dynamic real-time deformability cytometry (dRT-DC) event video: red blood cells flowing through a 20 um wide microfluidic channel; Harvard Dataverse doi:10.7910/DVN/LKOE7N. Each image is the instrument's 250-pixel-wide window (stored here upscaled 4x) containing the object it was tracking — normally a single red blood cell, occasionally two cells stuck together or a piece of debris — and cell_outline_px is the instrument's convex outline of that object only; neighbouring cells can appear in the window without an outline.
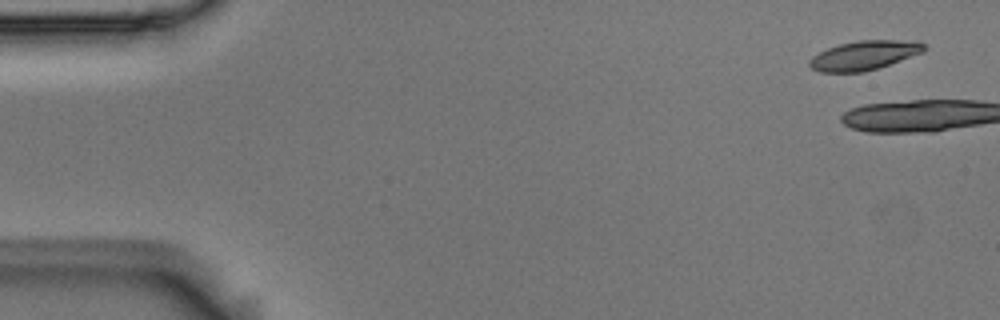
{"species": "Egyptian fruit bat (a non-hibernating species)", "species_latin": "Rousettus aegyptiacus", "temperature_condition": "room temperature", "stored_images_in_passage": 7, "camera_frame_rate_fps": 3000, "um_per_image_px": 0.085, "animal": {"sex": "male"}, "frame": {"image": 1, "passage_image": 1, "time_ms": 0.0, "image_size_px": [1000, 320], "cell_outline_px": [[928, 48], [924, 52], [864, 72], [820, 72], [812, 68], [808, 64], [808, 60], [812, 56], [828, 48], [840, 44], [856, 40], [920, 40]], "centroid_in_image_um": [73.48, 4.69], "position_along_channel_um": 11.5, "area_um2": 19.59}}
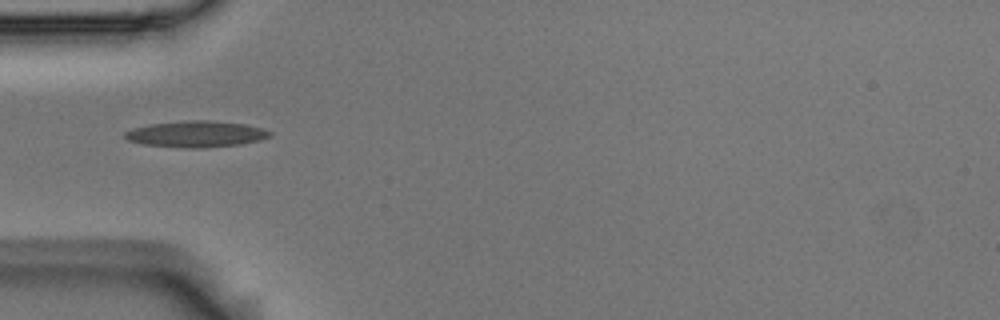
{"frame": {"image": 2, "passage_image": 6, "time_ms": 1.667, "image_size_px": [1000, 320], "cell_outline_px": [[272, 136], [260, 140], [240, 144], [204, 148], [188, 148], [144, 144], [128, 140], [124, 136], [124, 132], [132, 128], [148, 124], [188, 120], [208, 120], [244, 124], [260, 128], [272, 132]], "centroid_in_image_um": [16.66, 11.39], "position_along_channel_um": 68.3, "area_um2": 22.14}}
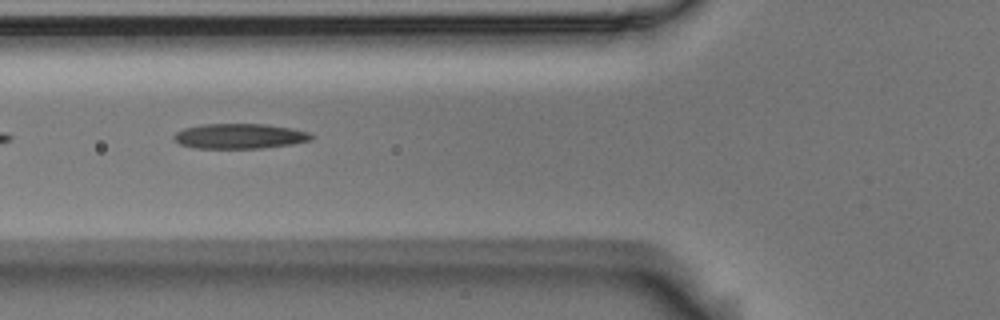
{"frame": {"image": 3, "passage_image": 7, "time_ms": 2.0, "image_size_px": [1000, 320], "cell_outline_px": [[316, 136], [312, 140], [292, 144], [260, 148], [196, 148], [180, 144], [172, 140], [172, 136], [176, 132], [184, 128], [204, 124], [264, 124], [292, 128], [308, 132]], "centroid_in_image_um": [20.37, 11.57], "position_along_channel_um": 105.4, "area_um2": 20.17}}